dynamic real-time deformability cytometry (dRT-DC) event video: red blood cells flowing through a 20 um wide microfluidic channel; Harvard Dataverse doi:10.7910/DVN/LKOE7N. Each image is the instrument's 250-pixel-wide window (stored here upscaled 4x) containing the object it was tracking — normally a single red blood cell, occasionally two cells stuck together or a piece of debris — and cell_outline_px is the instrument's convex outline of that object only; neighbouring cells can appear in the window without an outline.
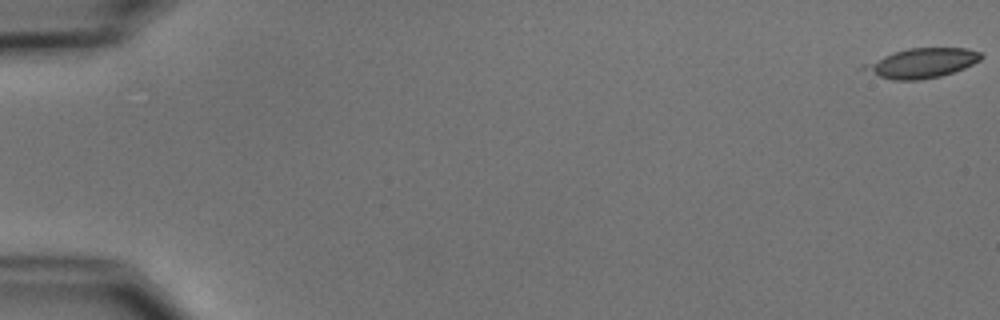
{"species": "common noctule bat (a hibernating species)", "species_latin": "Nyctalus noctula", "temperature_condition": "cold", "stored_images_in_passage": 14, "camera_frame_rate_fps": 3000, "um_per_image_px": 0.085, "animal": {"sex": "male", "body_mass_g": 15.6}, "frame": {"image": 1, "passage_image": 1, "time_ms": 0.0, "image_size_px": [1000, 320], "cell_outline_px": [[984, 56], [980, 60], [964, 68], [940, 76], [920, 80], [892, 80], [856, 68], [860, 64], [908, 48], [968, 48], [980, 52]], "centroid_in_image_um": [78.31, 5.36], "position_along_channel_um": 6.7, "area_um2": 20.23}}
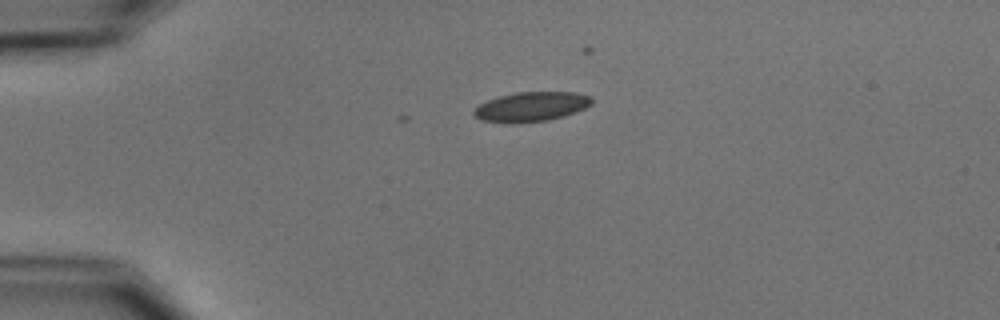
{"frame": {"image": 2, "passage_image": 14, "time_ms": 4.333, "image_size_px": [1000, 320], "cell_outline_px": [[592, 104], [576, 112], [564, 116], [548, 120], [512, 124], [504, 124], [480, 120], [472, 112], [480, 104], [488, 100], [500, 96], [516, 92], [576, 92], [592, 96]], "centroid_in_image_um": [45.16, 9.08], "position_along_channel_um": 39.8, "area_um2": 20.52}}